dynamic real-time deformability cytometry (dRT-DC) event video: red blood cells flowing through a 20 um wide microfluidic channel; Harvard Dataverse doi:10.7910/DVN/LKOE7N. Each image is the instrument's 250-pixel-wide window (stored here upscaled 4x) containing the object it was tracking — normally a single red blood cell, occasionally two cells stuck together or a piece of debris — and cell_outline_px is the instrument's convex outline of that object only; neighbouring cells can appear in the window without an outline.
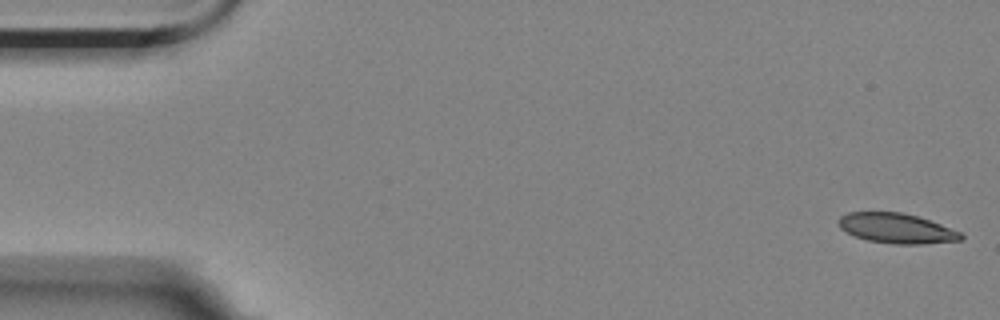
{"species": "Egyptian fruit bat (a non-hibernating species)", "species_latin": "Rousettus aegyptiacus", "temperature_condition": "room temperature", "stored_images_in_passage": 17, "camera_frame_rate_fps": 3000, "um_per_image_px": 0.085, "animal": {"sex": "female"}, "frame": {"image": 1, "passage_image": 1, "time_ms": 0.0, "image_size_px": [1000, 320], "cell_outline_px": [[964, 236], [960, 240], [920, 244], [892, 244], [868, 240], [856, 236], [840, 228], [836, 220], [840, 216], [848, 212], [900, 212], [916, 216], [940, 224], [960, 232]], "centroid_in_image_um": [76.16, 19.4], "position_along_channel_um": 8.8, "area_um2": 21.15}}
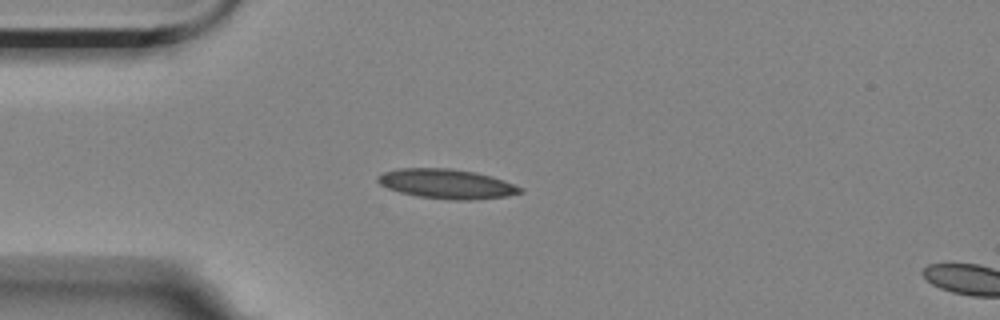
{"frame": {"image": 2, "passage_image": 14, "time_ms": 4.333, "image_size_px": [1000, 320], "cell_outline_px": [[524, 192], [508, 196], [472, 200], [452, 200], [416, 196], [400, 192], [388, 188], [380, 184], [376, 180], [376, 176], [384, 172], [400, 168], [452, 168], [492, 176], [504, 180], [524, 188]], "centroid_in_image_um": [37.99, 15.63], "position_along_channel_um": 47.0, "area_um2": 24.68}}